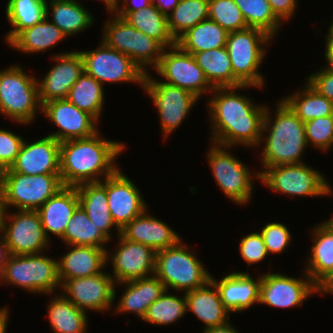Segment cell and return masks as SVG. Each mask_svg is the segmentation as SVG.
Wrapping results in <instances>:
<instances>
[{
  "instance_id": "d4e9b609",
  "label": "cell",
  "mask_w": 333,
  "mask_h": 333,
  "mask_svg": "<svg viewBox=\"0 0 333 333\" xmlns=\"http://www.w3.org/2000/svg\"><path fill=\"white\" fill-rule=\"evenodd\" d=\"M67 246L69 251L58 259L61 285L67 279L94 276L107 268V250L94 246Z\"/></svg>"
},
{
  "instance_id": "f5cc1de1",
  "label": "cell",
  "mask_w": 333,
  "mask_h": 333,
  "mask_svg": "<svg viewBox=\"0 0 333 333\" xmlns=\"http://www.w3.org/2000/svg\"><path fill=\"white\" fill-rule=\"evenodd\" d=\"M150 5H152V0H114L111 11L136 12Z\"/></svg>"
},
{
  "instance_id": "8fae6325",
  "label": "cell",
  "mask_w": 333,
  "mask_h": 333,
  "mask_svg": "<svg viewBox=\"0 0 333 333\" xmlns=\"http://www.w3.org/2000/svg\"><path fill=\"white\" fill-rule=\"evenodd\" d=\"M145 73L142 90L151 98L159 115L161 134L166 140L181 126L199 98L190 91L164 83Z\"/></svg>"
},
{
  "instance_id": "94428289",
  "label": "cell",
  "mask_w": 333,
  "mask_h": 333,
  "mask_svg": "<svg viewBox=\"0 0 333 333\" xmlns=\"http://www.w3.org/2000/svg\"><path fill=\"white\" fill-rule=\"evenodd\" d=\"M9 310L8 307H1L0 308V333H6L7 332V325L9 320Z\"/></svg>"
},
{
  "instance_id": "44dd1931",
  "label": "cell",
  "mask_w": 333,
  "mask_h": 333,
  "mask_svg": "<svg viewBox=\"0 0 333 333\" xmlns=\"http://www.w3.org/2000/svg\"><path fill=\"white\" fill-rule=\"evenodd\" d=\"M60 142L47 135L36 141L24 140L16 160L1 172L25 175L60 174Z\"/></svg>"
},
{
  "instance_id": "be15d7a7",
  "label": "cell",
  "mask_w": 333,
  "mask_h": 333,
  "mask_svg": "<svg viewBox=\"0 0 333 333\" xmlns=\"http://www.w3.org/2000/svg\"><path fill=\"white\" fill-rule=\"evenodd\" d=\"M327 35H325V38H333V19L331 21V24L329 25V28H327Z\"/></svg>"
},
{
  "instance_id": "5bb4252c",
  "label": "cell",
  "mask_w": 333,
  "mask_h": 333,
  "mask_svg": "<svg viewBox=\"0 0 333 333\" xmlns=\"http://www.w3.org/2000/svg\"><path fill=\"white\" fill-rule=\"evenodd\" d=\"M8 212L2 232L11 255L39 254L49 250L50 241L37 211Z\"/></svg>"
},
{
  "instance_id": "681fc988",
  "label": "cell",
  "mask_w": 333,
  "mask_h": 333,
  "mask_svg": "<svg viewBox=\"0 0 333 333\" xmlns=\"http://www.w3.org/2000/svg\"><path fill=\"white\" fill-rule=\"evenodd\" d=\"M24 140V137L12 131L0 128V172L14 163Z\"/></svg>"
},
{
  "instance_id": "2e32d148",
  "label": "cell",
  "mask_w": 333,
  "mask_h": 333,
  "mask_svg": "<svg viewBox=\"0 0 333 333\" xmlns=\"http://www.w3.org/2000/svg\"><path fill=\"white\" fill-rule=\"evenodd\" d=\"M302 278L268 272L261 274L259 304L288 309L301 307L303 302L316 294V284L303 270Z\"/></svg>"
},
{
  "instance_id": "680465c9",
  "label": "cell",
  "mask_w": 333,
  "mask_h": 333,
  "mask_svg": "<svg viewBox=\"0 0 333 333\" xmlns=\"http://www.w3.org/2000/svg\"><path fill=\"white\" fill-rule=\"evenodd\" d=\"M203 333H240L234 325L228 321L226 324L202 330Z\"/></svg>"
},
{
  "instance_id": "603a6c76",
  "label": "cell",
  "mask_w": 333,
  "mask_h": 333,
  "mask_svg": "<svg viewBox=\"0 0 333 333\" xmlns=\"http://www.w3.org/2000/svg\"><path fill=\"white\" fill-rule=\"evenodd\" d=\"M148 209L122 228L120 234L129 241L151 247L155 252L177 244L182 239L178 232L151 216Z\"/></svg>"
},
{
  "instance_id": "3957f363",
  "label": "cell",
  "mask_w": 333,
  "mask_h": 333,
  "mask_svg": "<svg viewBox=\"0 0 333 333\" xmlns=\"http://www.w3.org/2000/svg\"><path fill=\"white\" fill-rule=\"evenodd\" d=\"M270 111L267 106L257 146L259 149L262 147L260 173L266 167L303 163V153L308 146L304 122L282 98L276 103L275 118L272 116L274 111Z\"/></svg>"
},
{
  "instance_id": "7a4b0ae2",
  "label": "cell",
  "mask_w": 333,
  "mask_h": 333,
  "mask_svg": "<svg viewBox=\"0 0 333 333\" xmlns=\"http://www.w3.org/2000/svg\"><path fill=\"white\" fill-rule=\"evenodd\" d=\"M125 148L124 142L104 139L99 131L88 138L61 142L59 161L63 185L76 187L113 175L119 169L116 158Z\"/></svg>"
},
{
  "instance_id": "f6af8a7d",
  "label": "cell",
  "mask_w": 333,
  "mask_h": 333,
  "mask_svg": "<svg viewBox=\"0 0 333 333\" xmlns=\"http://www.w3.org/2000/svg\"><path fill=\"white\" fill-rule=\"evenodd\" d=\"M208 13L209 19L215 21L228 33L248 27L234 0H208Z\"/></svg>"
},
{
  "instance_id": "db71d44e",
  "label": "cell",
  "mask_w": 333,
  "mask_h": 333,
  "mask_svg": "<svg viewBox=\"0 0 333 333\" xmlns=\"http://www.w3.org/2000/svg\"><path fill=\"white\" fill-rule=\"evenodd\" d=\"M316 293L333 295V269L316 284Z\"/></svg>"
},
{
  "instance_id": "ee69618b",
  "label": "cell",
  "mask_w": 333,
  "mask_h": 333,
  "mask_svg": "<svg viewBox=\"0 0 333 333\" xmlns=\"http://www.w3.org/2000/svg\"><path fill=\"white\" fill-rule=\"evenodd\" d=\"M108 13L112 16L103 24L101 41L131 59L132 26L113 11L110 10Z\"/></svg>"
},
{
  "instance_id": "f35d334b",
  "label": "cell",
  "mask_w": 333,
  "mask_h": 333,
  "mask_svg": "<svg viewBox=\"0 0 333 333\" xmlns=\"http://www.w3.org/2000/svg\"><path fill=\"white\" fill-rule=\"evenodd\" d=\"M104 90L99 81L83 72L71 87L67 99L99 122L105 105Z\"/></svg>"
},
{
  "instance_id": "e0dca14e",
  "label": "cell",
  "mask_w": 333,
  "mask_h": 333,
  "mask_svg": "<svg viewBox=\"0 0 333 333\" xmlns=\"http://www.w3.org/2000/svg\"><path fill=\"white\" fill-rule=\"evenodd\" d=\"M112 253L107 249L106 263L116 284L154 275L156 252L149 246L125 239L121 234Z\"/></svg>"
},
{
  "instance_id": "ab89813d",
  "label": "cell",
  "mask_w": 333,
  "mask_h": 333,
  "mask_svg": "<svg viewBox=\"0 0 333 333\" xmlns=\"http://www.w3.org/2000/svg\"><path fill=\"white\" fill-rule=\"evenodd\" d=\"M208 18V0H181L167 16L168 29L177 41L189 29Z\"/></svg>"
},
{
  "instance_id": "9f6ffc18",
  "label": "cell",
  "mask_w": 333,
  "mask_h": 333,
  "mask_svg": "<svg viewBox=\"0 0 333 333\" xmlns=\"http://www.w3.org/2000/svg\"><path fill=\"white\" fill-rule=\"evenodd\" d=\"M3 232L0 230V274L2 273L6 263H7V260H8V257L10 256V253L8 251V247L6 245V242H5V238H4V235H2Z\"/></svg>"
},
{
  "instance_id": "7bdbcfd3",
  "label": "cell",
  "mask_w": 333,
  "mask_h": 333,
  "mask_svg": "<svg viewBox=\"0 0 333 333\" xmlns=\"http://www.w3.org/2000/svg\"><path fill=\"white\" fill-rule=\"evenodd\" d=\"M165 47L132 26L131 60L134 61L144 73L154 69L162 56Z\"/></svg>"
},
{
  "instance_id": "d6986e66",
  "label": "cell",
  "mask_w": 333,
  "mask_h": 333,
  "mask_svg": "<svg viewBox=\"0 0 333 333\" xmlns=\"http://www.w3.org/2000/svg\"><path fill=\"white\" fill-rule=\"evenodd\" d=\"M50 59L56 64L49 69L42 80H37L42 105L52 100L67 98L71 87L84 72L80 51L55 53Z\"/></svg>"
},
{
  "instance_id": "5b68a950",
  "label": "cell",
  "mask_w": 333,
  "mask_h": 333,
  "mask_svg": "<svg viewBox=\"0 0 333 333\" xmlns=\"http://www.w3.org/2000/svg\"><path fill=\"white\" fill-rule=\"evenodd\" d=\"M38 78L19 64L0 71V114L18 125H29L42 112Z\"/></svg>"
},
{
  "instance_id": "d590c367",
  "label": "cell",
  "mask_w": 333,
  "mask_h": 333,
  "mask_svg": "<svg viewBox=\"0 0 333 333\" xmlns=\"http://www.w3.org/2000/svg\"><path fill=\"white\" fill-rule=\"evenodd\" d=\"M47 0H8L5 15L13 27L5 35L8 45L21 31L40 23L46 17Z\"/></svg>"
},
{
  "instance_id": "f1b7e54d",
  "label": "cell",
  "mask_w": 333,
  "mask_h": 333,
  "mask_svg": "<svg viewBox=\"0 0 333 333\" xmlns=\"http://www.w3.org/2000/svg\"><path fill=\"white\" fill-rule=\"evenodd\" d=\"M312 246L309 250L304 271L317 284L333 269V224L327 220L314 226Z\"/></svg>"
},
{
  "instance_id": "11a10c76",
  "label": "cell",
  "mask_w": 333,
  "mask_h": 333,
  "mask_svg": "<svg viewBox=\"0 0 333 333\" xmlns=\"http://www.w3.org/2000/svg\"><path fill=\"white\" fill-rule=\"evenodd\" d=\"M181 0H152V4L165 16H168Z\"/></svg>"
},
{
  "instance_id": "7402d4cb",
  "label": "cell",
  "mask_w": 333,
  "mask_h": 333,
  "mask_svg": "<svg viewBox=\"0 0 333 333\" xmlns=\"http://www.w3.org/2000/svg\"><path fill=\"white\" fill-rule=\"evenodd\" d=\"M246 272H231L218 280L211 274V281L216 285L224 307L230 313L247 311L259 304L261 274L256 277Z\"/></svg>"
},
{
  "instance_id": "ffe728a7",
  "label": "cell",
  "mask_w": 333,
  "mask_h": 333,
  "mask_svg": "<svg viewBox=\"0 0 333 333\" xmlns=\"http://www.w3.org/2000/svg\"><path fill=\"white\" fill-rule=\"evenodd\" d=\"M143 197L140 188L120 168L107 177L108 207L120 230L149 208Z\"/></svg>"
},
{
  "instance_id": "8992f818",
  "label": "cell",
  "mask_w": 333,
  "mask_h": 333,
  "mask_svg": "<svg viewBox=\"0 0 333 333\" xmlns=\"http://www.w3.org/2000/svg\"><path fill=\"white\" fill-rule=\"evenodd\" d=\"M46 252L29 255H11L0 274V285L9 284L34 295L49 296L61 290L58 259ZM58 288V289H56Z\"/></svg>"
},
{
  "instance_id": "30bf717a",
  "label": "cell",
  "mask_w": 333,
  "mask_h": 333,
  "mask_svg": "<svg viewBox=\"0 0 333 333\" xmlns=\"http://www.w3.org/2000/svg\"><path fill=\"white\" fill-rule=\"evenodd\" d=\"M8 208L37 211L49 198L64 187L60 174L25 175L0 172Z\"/></svg>"
},
{
  "instance_id": "91938a15",
  "label": "cell",
  "mask_w": 333,
  "mask_h": 333,
  "mask_svg": "<svg viewBox=\"0 0 333 333\" xmlns=\"http://www.w3.org/2000/svg\"><path fill=\"white\" fill-rule=\"evenodd\" d=\"M326 45H325V61H326V66L333 68V38H325Z\"/></svg>"
},
{
  "instance_id": "7c38bea8",
  "label": "cell",
  "mask_w": 333,
  "mask_h": 333,
  "mask_svg": "<svg viewBox=\"0 0 333 333\" xmlns=\"http://www.w3.org/2000/svg\"><path fill=\"white\" fill-rule=\"evenodd\" d=\"M94 50H80L84 62V72L95 78L103 86L105 83H135L141 88L145 73L127 55L108 47L100 40Z\"/></svg>"
},
{
  "instance_id": "4fadbf2b",
  "label": "cell",
  "mask_w": 333,
  "mask_h": 333,
  "mask_svg": "<svg viewBox=\"0 0 333 333\" xmlns=\"http://www.w3.org/2000/svg\"><path fill=\"white\" fill-rule=\"evenodd\" d=\"M153 70L164 79L160 81L190 91L199 99L214 90L193 54L184 52L177 44L164 49Z\"/></svg>"
},
{
  "instance_id": "cb8c5ba5",
  "label": "cell",
  "mask_w": 333,
  "mask_h": 333,
  "mask_svg": "<svg viewBox=\"0 0 333 333\" xmlns=\"http://www.w3.org/2000/svg\"><path fill=\"white\" fill-rule=\"evenodd\" d=\"M119 285H122L121 287L125 285V291L118 298L116 305H113L114 314L132 313L140 320L146 315L148 307L166 290L162 281L155 275L118 283L115 287Z\"/></svg>"
},
{
  "instance_id": "c3c4849f",
  "label": "cell",
  "mask_w": 333,
  "mask_h": 333,
  "mask_svg": "<svg viewBox=\"0 0 333 333\" xmlns=\"http://www.w3.org/2000/svg\"><path fill=\"white\" fill-rule=\"evenodd\" d=\"M239 242V253L249 265L257 264L266 260L269 255L260 232H251L246 236L241 237Z\"/></svg>"
},
{
  "instance_id": "8d00e7d4",
  "label": "cell",
  "mask_w": 333,
  "mask_h": 333,
  "mask_svg": "<svg viewBox=\"0 0 333 333\" xmlns=\"http://www.w3.org/2000/svg\"><path fill=\"white\" fill-rule=\"evenodd\" d=\"M64 245L94 246L107 250L106 245L111 241L101 229L91 221L86 211L79 205L73 217L69 220L64 236Z\"/></svg>"
},
{
  "instance_id": "ba28073f",
  "label": "cell",
  "mask_w": 333,
  "mask_h": 333,
  "mask_svg": "<svg viewBox=\"0 0 333 333\" xmlns=\"http://www.w3.org/2000/svg\"><path fill=\"white\" fill-rule=\"evenodd\" d=\"M208 149L206 159L219 189L237 205H249L253 197L254 179L260 180V172H251L250 166L229 152L230 147L212 143Z\"/></svg>"
},
{
  "instance_id": "83f0119b",
  "label": "cell",
  "mask_w": 333,
  "mask_h": 333,
  "mask_svg": "<svg viewBox=\"0 0 333 333\" xmlns=\"http://www.w3.org/2000/svg\"><path fill=\"white\" fill-rule=\"evenodd\" d=\"M80 205L86 211L88 218L112 241V230L116 229V236L121 230L112 220L108 207L107 178L100 182L83 183L76 186Z\"/></svg>"
},
{
  "instance_id": "7dc6e473",
  "label": "cell",
  "mask_w": 333,
  "mask_h": 333,
  "mask_svg": "<svg viewBox=\"0 0 333 333\" xmlns=\"http://www.w3.org/2000/svg\"><path fill=\"white\" fill-rule=\"evenodd\" d=\"M285 224L280 222H269L261 227L260 233L263 237L268 254H280L284 252L292 242V234Z\"/></svg>"
},
{
  "instance_id": "52a82bcc",
  "label": "cell",
  "mask_w": 333,
  "mask_h": 333,
  "mask_svg": "<svg viewBox=\"0 0 333 333\" xmlns=\"http://www.w3.org/2000/svg\"><path fill=\"white\" fill-rule=\"evenodd\" d=\"M272 41L275 40L256 28L247 27L228 33L226 48L234 78L241 85H251L260 89L265 86L266 79L259 69L267 56L266 46Z\"/></svg>"
},
{
  "instance_id": "6125c7cd",
  "label": "cell",
  "mask_w": 333,
  "mask_h": 333,
  "mask_svg": "<svg viewBox=\"0 0 333 333\" xmlns=\"http://www.w3.org/2000/svg\"><path fill=\"white\" fill-rule=\"evenodd\" d=\"M99 1H102L104 3L105 8L107 9V11H110L112 9L114 0H99Z\"/></svg>"
},
{
  "instance_id": "6f0895ef",
  "label": "cell",
  "mask_w": 333,
  "mask_h": 333,
  "mask_svg": "<svg viewBox=\"0 0 333 333\" xmlns=\"http://www.w3.org/2000/svg\"><path fill=\"white\" fill-rule=\"evenodd\" d=\"M9 211L4 191L0 186V230L3 228Z\"/></svg>"
},
{
  "instance_id": "bcb514c9",
  "label": "cell",
  "mask_w": 333,
  "mask_h": 333,
  "mask_svg": "<svg viewBox=\"0 0 333 333\" xmlns=\"http://www.w3.org/2000/svg\"><path fill=\"white\" fill-rule=\"evenodd\" d=\"M305 136L308 143L320 151H329L333 146V115L318 117L304 122Z\"/></svg>"
},
{
  "instance_id": "d6a6232c",
  "label": "cell",
  "mask_w": 333,
  "mask_h": 333,
  "mask_svg": "<svg viewBox=\"0 0 333 333\" xmlns=\"http://www.w3.org/2000/svg\"><path fill=\"white\" fill-rule=\"evenodd\" d=\"M194 58L213 88L238 87L226 46L195 53Z\"/></svg>"
},
{
  "instance_id": "4316f807",
  "label": "cell",
  "mask_w": 333,
  "mask_h": 333,
  "mask_svg": "<svg viewBox=\"0 0 333 333\" xmlns=\"http://www.w3.org/2000/svg\"><path fill=\"white\" fill-rule=\"evenodd\" d=\"M185 297L187 312H192L203 322V330L230 321V312L224 307L218 288L211 280L201 288L186 292Z\"/></svg>"
},
{
  "instance_id": "b9f144b4",
  "label": "cell",
  "mask_w": 333,
  "mask_h": 333,
  "mask_svg": "<svg viewBox=\"0 0 333 333\" xmlns=\"http://www.w3.org/2000/svg\"><path fill=\"white\" fill-rule=\"evenodd\" d=\"M187 303L185 293L182 297L170 294L168 290L154 301L147 310L142 321L148 324L167 326L175 324L179 319L185 317Z\"/></svg>"
},
{
  "instance_id": "74e56055",
  "label": "cell",
  "mask_w": 333,
  "mask_h": 333,
  "mask_svg": "<svg viewBox=\"0 0 333 333\" xmlns=\"http://www.w3.org/2000/svg\"><path fill=\"white\" fill-rule=\"evenodd\" d=\"M302 122L333 115V101L320 95L307 82L302 90L282 98Z\"/></svg>"
},
{
  "instance_id": "ac0fdd59",
  "label": "cell",
  "mask_w": 333,
  "mask_h": 333,
  "mask_svg": "<svg viewBox=\"0 0 333 333\" xmlns=\"http://www.w3.org/2000/svg\"><path fill=\"white\" fill-rule=\"evenodd\" d=\"M42 113L58 130L47 135L61 142L88 138L96 134L99 123L92 115L80 110L67 98L46 102Z\"/></svg>"
},
{
  "instance_id": "484cf974",
  "label": "cell",
  "mask_w": 333,
  "mask_h": 333,
  "mask_svg": "<svg viewBox=\"0 0 333 333\" xmlns=\"http://www.w3.org/2000/svg\"><path fill=\"white\" fill-rule=\"evenodd\" d=\"M79 205L76 187L64 186L37 210L49 240L52 234L60 239L64 236L68 222Z\"/></svg>"
},
{
  "instance_id": "9a60e30c",
  "label": "cell",
  "mask_w": 333,
  "mask_h": 333,
  "mask_svg": "<svg viewBox=\"0 0 333 333\" xmlns=\"http://www.w3.org/2000/svg\"><path fill=\"white\" fill-rule=\"evenodd\" d=\"M110 273L103 272L82 278L67 279L61 285L62 294L76 307L87 312L112 310L118 294Z\"/></svg>"
},
{
  "instance_id": "9c48e42d",
  "label": "cell",
  "mask_w": 333,
  "mask_h": 333,
  "mask_svg": "<svg viewBox=\"0 0 333 333\" xmlns=\"http://www.w3.org/2000/svg\"><path fill=\"white\" fill-rule=\"evenodd\" d=\"M259 181L272 192L292 198L333 195V186L326 177L307 162L266 167Z\"/></svg>"
},
{
  "instance_id": "816d5d0a",
  "label": "cell",
  "mask_w": 333,
  "mask_h": 333,
  "mask_svg": "<svg viewBox=\"0 0 333 333\" xmlns=\"http://www.w3.org/2000/svg\"><path fill=\"white\" fill-rule=\"evenodd\" d=\"M276 17L282 22L290 21L298 10V0H268Z\"/></svg>"
},
{
  "instance_id": "60d3db41",
  "label": "cell",
  "mask_w": 333,
  "mask_h": 333,
  "mask_svg": "<svg viewBox=\"0 0 333 333\" xmlns=\"http://www.w3.org/2000/svg\"><path fill=\"white\" fill-rule=\"evenodd\" d=\"M248 27L264 31L275 39L283 23L276 17L268 0H234Z\"/></svg>"
},
{
  "instance_id": "6da1fadb",
  "label": "cell",
  "mask_w": 333,
  "mask_h": 333,
  "mask_svg": "<svg viewBox=\"0 0 333 333\" xmlns=\"http://www.w3.org/2000/svg\"><path fill=\"white\" fill-rule=\"evenodd\" d=\"M258 88L251 85L214 88L207 103L211 143L230 147L236 145L257 148L263 128L266 105L238 91ZM240 89V90H239Z\"/></svg>"
},
{
  "instance_id": "836d02e7",
  "label": "cell",
  "mask_w": 333,
  "mask_h": 333,
  "mask_svg": "<svg viewBox=\"0 0 333 333\" xmlns=\"http://www.w3.org/2000/svg\"><path fill=\"white\" fill-rule=\"evenodd\" d=\"M227 36L228 32L224 28L208 18L184 33L176 44L184 52L194 55L226 46Z\"/></svg>"
},
{
  "instance_id": "1f68e13d",
  "label": "cell",
  "mask_w": 333,
  "mask_h": 333,
  "mask_svg": "<svg viewBox=\"0 0 333 333\" xmlns=\"http://www.w3.org/2000/svg\"><path fill=\"white\" fill-rule=\"evenodd\" d=\"M47 303L48 321L54 333H87L88 313L76 307L62 293Z\"/></svg>"
},
{
  "instance_id": "277c9868",
  "label": "cell",
  "mask_w": 333,
  "mask_h": 333,
  "mask_svg": "<svg viewBox=\"0 0 333 333\" xmlns=\"http://www.w3.org/2000/svg\"><path fill=\"white\" fill-rule=\"evenodd\" d=\"M187 245L182 238L174 246L156 251L154 275L169 292L186 293L203 287L211 280V273Z\"/></svg>"
},
{
  "instance_id": "4dcf8cb0",
  "label": "cell",
  "mask_w": 333,
  "mask_h": 333,
  "mask_svg": "<svg viewBox=\"0 0 333 333\" xmlns=\"http://www.w3.org/2000/svg\"><path fill=\"white\" fill-rule=\"evenodd\" d=\"M46 16L40 23L21 31L8 45L24 54L45 52L67 36Z\"/></svg>"
},
{
  "instance_id": "e575fe53",
  "label": "cell",
  "mask_w": 333,
  "mask_h": 333,
  "mask_svg": "<svg viewBox=\"0 0 333 333\" xmlns=\"http://www.w3.org/2000/svg\"><path fill=\"white\" fill-rule=\"evenodd\" d=\"M124 18L131 26L160 42L165 48L176 45L169 32L167 16L153 4L136 12H114Z\"/></svg>"
},
{
  "instance_id": "e7e4bbea",
  "label": "cell",
  "mask_w": 333,
  "mask_h": 333,
  "mask_svg": "<svg viewBox=\"0 0 333 333\" xmlns=\"http://www.w3.org/2000/svg\"><path fill=\"white\" fill-rule=\"evenodd\" d=\"M328 220L333 224V216L331 217V219Z\"/></svg>"
},
{
  "instance_id": "f546056e",
  "label": "cell",
  "mask_w": 333,
  "mask_h": 333,
  "mask_svg": "<svg viewBox=\"0 0 333 333\" xmlns=\"http://www.w3.org/2000/svg\"><path fill=\"white\" fill-rule=\"evenodd\" d=\"M49 14H51V22L67 38L84 32L95 22V17L89 12V9H86L78 0H47L46 16Z\"/></svg>"
},
{
  "instance_id": "f907efd6",
  "label": "cell",
  "mask_w": 333,
  "mask_h": 333,
  "mask_svg": "<svg viewBox=\"0 0 333 333\" xmlns=\"http://www.w3.org/2000/svg\"><path fill=\"white\" fill-rule=\"evenodd\" d=\"M320 95L333 101V68L323 66L307 76L305 80Z\"/></svg>"
}]
</instances>
